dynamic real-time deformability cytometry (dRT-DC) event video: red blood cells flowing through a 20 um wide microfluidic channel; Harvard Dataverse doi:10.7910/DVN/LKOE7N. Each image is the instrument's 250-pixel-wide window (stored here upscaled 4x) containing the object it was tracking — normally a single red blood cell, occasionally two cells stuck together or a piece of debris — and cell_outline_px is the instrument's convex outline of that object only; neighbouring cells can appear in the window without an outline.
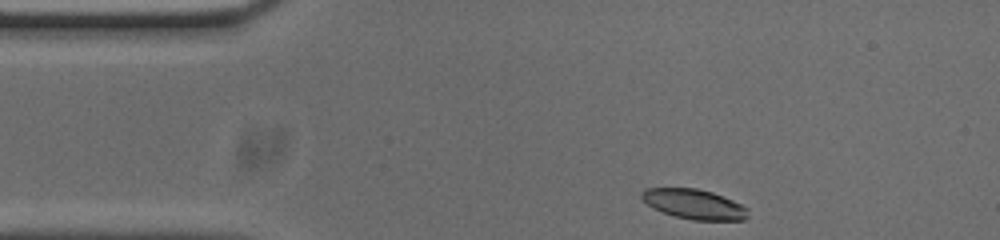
{"species": "common noctule bat (a hibernating species)", "species_latin": "Nyctalus noctula", "temperature_condition": "cold", "stored_images_in_passage": 38, "camera_frame_rate_fps": 3000, "um_per_image_px": 0.085, "animal": {"sex": "male", "body_mass_g": 20.0, "forearm_length_mm": 53.3}, "frame": {"image": 1, "passage_image": 1, "time_ms": 0.0, "image_size_px": [1000, 240], "cell_outline_px": [[748, 216], [744, 220], [692, 220], [676, 216], [652, 208], [640, 196], [640, 192], [644, 188], [696, 188], [712, 192], [732, 200], [748, 208]], "centroid_in_image_um": [58.99, 17.35], "position_along_channel_um": 26.0, "area_um2": 18.44}}
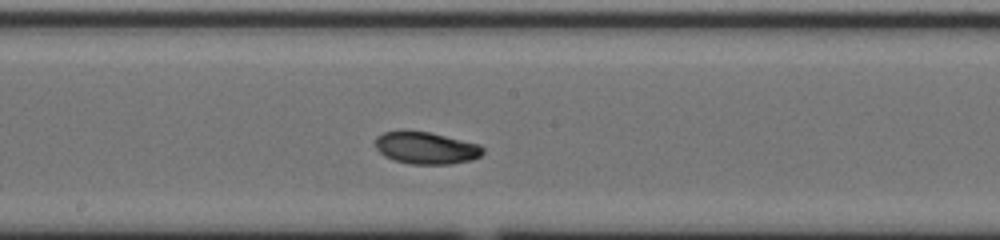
{"frame": {"image": 2, "passage_image": 20, "time_ms": 6.333, "image_size_px": [1000, 240], "cell_outline_px": [[484, 152], [480, 156], [472, 160], [448, 164], [412, 164], [392, 160], [384, 156], [376, 148], [376, 136], [384, 132], [428, 132], [480, 144], [484, 148]], "centroid_in_image_um": [36.24, 12.6], "position_along_channel_um": 212.0, "area_um2": 19.88}}
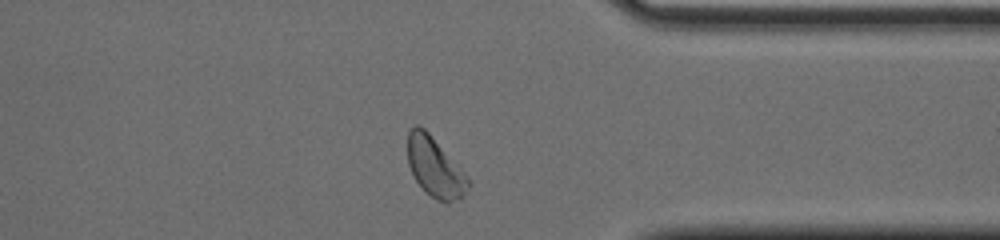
{"frame": {"image": 3, "passage_image": 34, "time_ms": 11.0, "image_size_px": [1000, 240], "cell_outline_px": [[472, 184], [460, 196], [448, 204], [436, 200], [416, 180], [408, 164], [408, 132], [416, 124], [424, 128], [460, 164], [468, 176]], "centroid_in_image_um": [37.01, 14.19], "position_along_channel_um": 374.4, "area_um2": 21.04}, "authors_computed_cell_mechanics": {"area_um2": 20.2011, "velocity_mm_per_s": 3.6999, "shape_relaxation_time_tau1_ms": 2.9692, "shape_relaxation_time_tau2_ms": 5.0494, "deformation_change_tau1": 0.1097, "deformation_change_tau2": 0.0846}}